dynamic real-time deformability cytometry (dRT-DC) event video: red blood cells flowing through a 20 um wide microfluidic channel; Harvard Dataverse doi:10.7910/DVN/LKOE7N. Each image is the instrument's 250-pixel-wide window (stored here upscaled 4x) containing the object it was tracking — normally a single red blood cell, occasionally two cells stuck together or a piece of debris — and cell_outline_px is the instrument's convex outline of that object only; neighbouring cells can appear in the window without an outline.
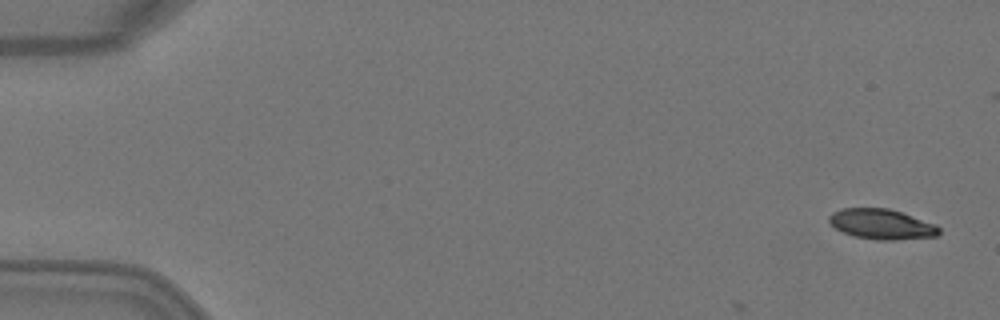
{"species": "Egyptian fruit bat (a non-hibernating species)", "species_latin": "Rousettus aegyptiacus", "temperature_condition": "warm", "stored_images_in_passage": 3, "camera_frame_rate_fps": 3000, "um_per_image_px": 0.085, "animal": {"sex": "female"}, "frame": {"image": 1, "passage_image": 1, "time_ms": 0.0, "image_size_px": [1000, 320], "cell_outline_px": [[940, 232], [936, 236], [896, 240], [876, 240], [852, 236], [836, 228], [828, 220], [828, 216], [832, 212], [840, 208], [888, 208], [936, 224], [940, 228]], "centroid_in_image_um": [74.92, 19.05], "position_along_channel_um": 10.1, "area_um2": 19.36}}